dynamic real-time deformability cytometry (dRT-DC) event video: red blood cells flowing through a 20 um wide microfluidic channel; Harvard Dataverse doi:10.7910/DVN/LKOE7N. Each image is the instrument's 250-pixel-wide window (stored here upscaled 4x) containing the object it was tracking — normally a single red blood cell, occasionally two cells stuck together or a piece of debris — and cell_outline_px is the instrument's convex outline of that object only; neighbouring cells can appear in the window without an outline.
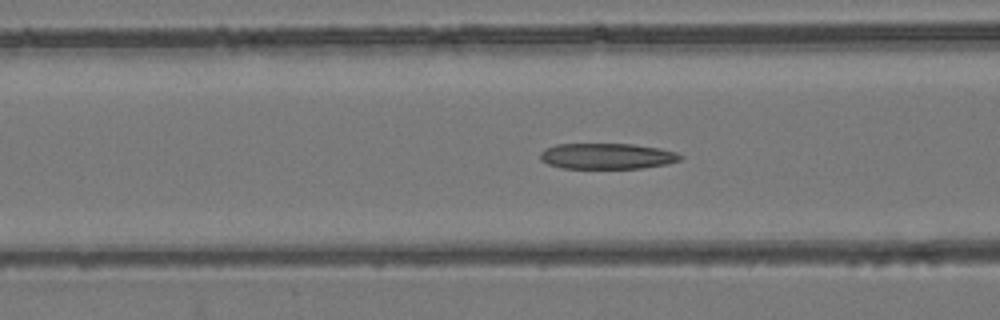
{"species": "common noctule bat (a hibernating species)", "species_latin": "Nyctalus noctula", "temperature_condition": "room temperature", "stored_images_in_passage": 54, "camera_frame_rate_fps": 3000, "um_per_image_px": 0.085, "animal": {"sex": "female", "body_mass_g": 24.6, "forearm_length_mm": 56.2}, "frame": {"image": 1, "passage_image": 21, "time_ms": 6.667, "image_size_px": [1000, 320], "cell_outline_px": [[684, 156], [680, 160], [668, 164], [640, 168], [560, 168], [548, 164], [540, 160], [540, 152], [544, 148], [556, 144], [632, 144], [660, 148], [676, 152]], "centroid_in_image_um": [51.58, 13.27], "position_along_channel_um": 115.0, "area_um2": 21.21}}
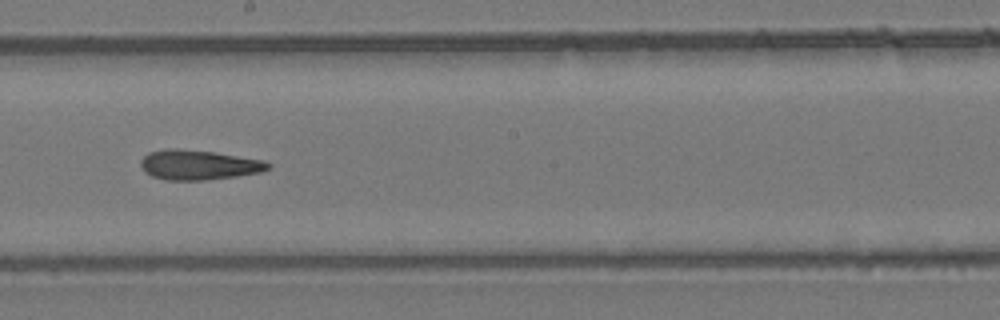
{"frame": {"image": 2, "passage_image": 30, "time_ms": 9.667, "image_size_px": [1000, 320], "cell_outline_px": [[272, 168], [260, 172], [236, 176], [208, 180], [164, 180], [152, 176], [144, 172], [140, 164], [140, 160], [148, 152], [168, 148], [176, 148], [216, 152], [264, 160], [272, 164]], "centroid_in_image_um": [16.89, 14.01], "position_along_channel_um": 231.3, "area_um2": 22.43}}
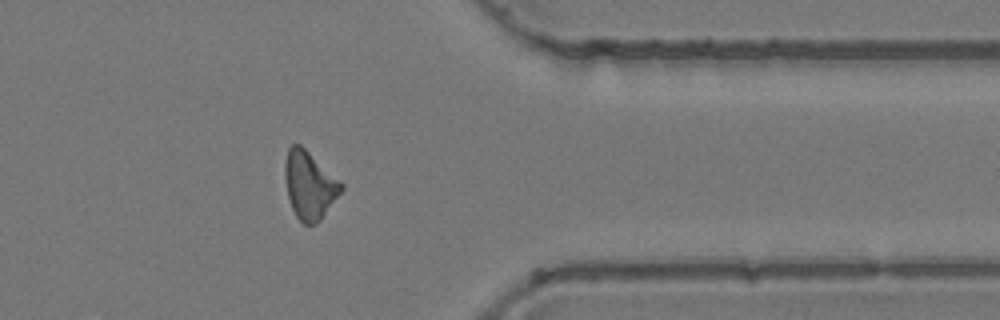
{"frame": {"image": 3, "passage_image": 43, "time_ms": 14.0, "image_size_px": [1000, 320], "cell_outline_px": [[344, 188], [320, 220], [316, 224], [304, 224], [296, 216], [292, 208], [288, 196], [284, 176], [284, 160], [288, 148], [292, 144], [300, 144], [340, 180], [344, 184]], "centroid_in_image_um": [26.29, 15.72], "position_along_channel_um": 385.1, "area_um2": 22.2}}